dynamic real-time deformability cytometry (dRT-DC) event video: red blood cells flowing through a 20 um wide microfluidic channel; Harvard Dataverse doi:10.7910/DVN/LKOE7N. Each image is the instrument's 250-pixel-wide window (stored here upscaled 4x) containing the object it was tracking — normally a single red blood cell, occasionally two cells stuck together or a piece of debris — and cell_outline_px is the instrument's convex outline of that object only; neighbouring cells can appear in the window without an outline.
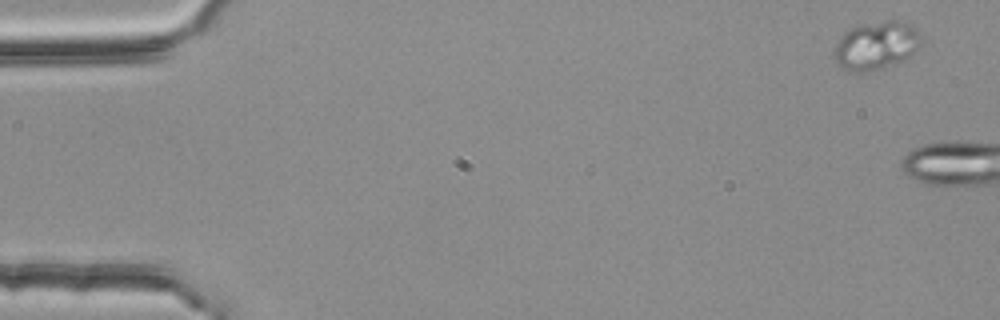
{"species": "common noctule bat (a hibernating species)", "species_latin": "Nyctalus noctula", "temperature_condition": "room temperature", "stored_images_in_passage": 4, "camera_frame_rate_fps": 3000, "um_per_image_px": 0.085, "animal": {"sex": "female", "body_mass_g": 25.1}, "frame": {"image": 1, "passage_image": 1, "time_ms": 0.0, "image_size_px": [1000, 320], "cell_outline_px": [[924, 44], [904, 60], [868, 72], [852, 72], [840, 68], [832, 56], [832, 52], [840, 36], [844, 32], [852, 28], [884, 20], [900, 20], [912, 24], [916, 28], [924, 40]], "centroid_in_image_um": [74.49, 3.87], "position_along_channel_um": 10.5, "area_um2": 24.91}}